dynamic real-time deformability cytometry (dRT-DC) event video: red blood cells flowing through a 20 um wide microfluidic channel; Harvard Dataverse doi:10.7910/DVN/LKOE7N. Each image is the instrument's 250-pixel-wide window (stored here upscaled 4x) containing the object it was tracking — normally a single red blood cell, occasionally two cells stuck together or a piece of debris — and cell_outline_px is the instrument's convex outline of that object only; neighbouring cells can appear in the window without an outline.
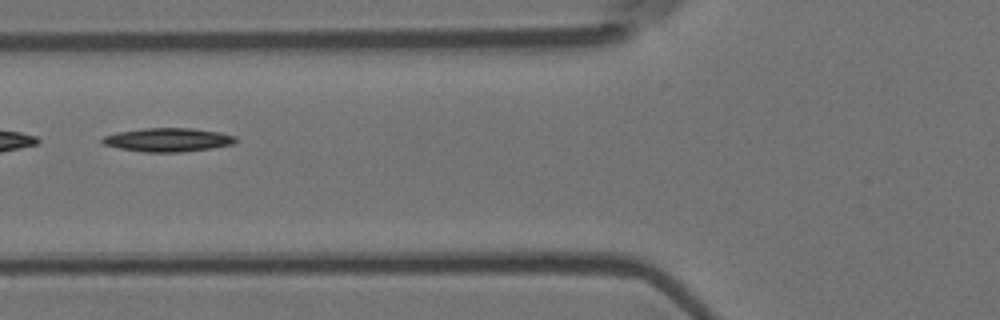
{"species": "Egyptian fruit bat (a non-hibernating species)", "species_latin": "Rousettus aegyptiacus", "temperature_condition": "room temperature", "stored_images_in_passage": 10, "segment_of_instrument_passage": [2, 2], "camera_frame_rate_fps": 3000, "um_per_image_px": 0.085, "animal": {"sex": "female"}, "frame": {"image": 1, "passage_image": 6, "time_ms": 1.667, "image_size_px": [1000, 320], "cell_outline_px": [[236, 140], [232, 144], [212, 148], [180, 152], [144, 152], [120, 148], [104, 144], [100, 140], [104, 136], [116, 132], [144, 128], [192, 128], [220, 132], [236, 136]], "centroid_in_image_um": [14.27, 11.88], "position_along_channel_um": 111.5, "area_um2": 18.32}}
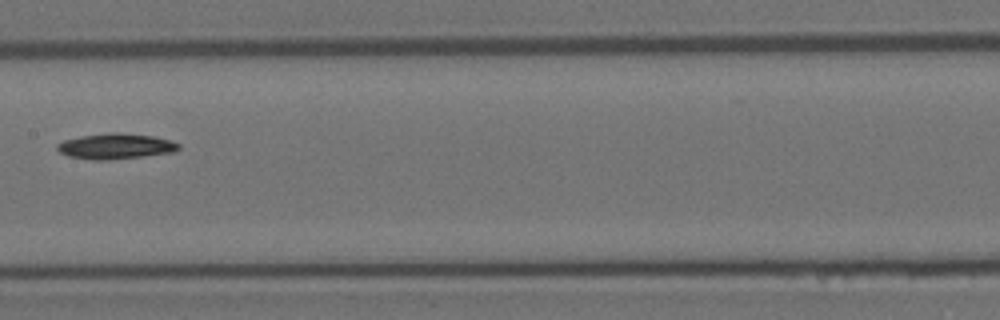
{"frame": {"image": 2, "passage_image": 8, "time_ms": 2.333, "image_size_px": [1000, 320], "cell_outline_px": [[180, 148], [176, 152], [144, 156], [108, 160], [92, 160], [68, 156], [60, 152], [56, 148], [56, 144], [64, 140], [80, 136], [108, 132], [116, 132], [152, 136], [172, 140], [180, 144]], "centroid_in_image_um": [9.84, 12.43], "position_along_channel_um": 197.6, "area_um2": 18.26}}
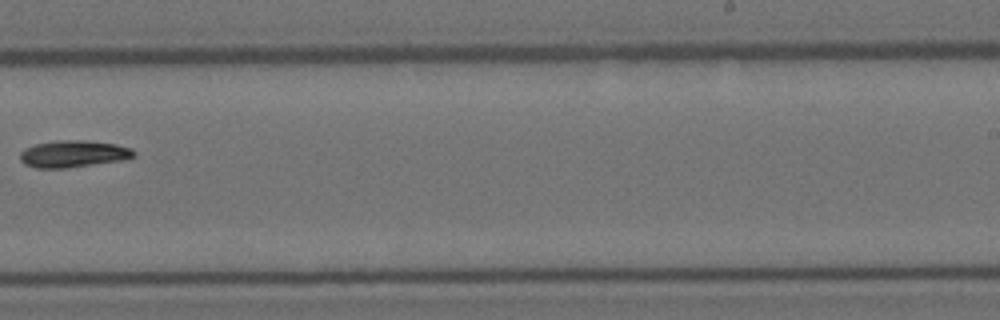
{"frame": {"image": 3, "passage_image": 10, "time_ms": 3.0, "image_size_px": [1000, 320], "cell_outline_px": [[136, 156], [120, 160], [64, 168], [36, 168], [24, 164], [20, 160], [20, 152], [24, 148], [36, 144], [60, 140], [84, 140], [116, 144], [132, 148], [136, 152]], "centroid_in_image_um": [6.22, 13.07], "position_along_channel_um": 282.8, "area_um2": 17.74}}